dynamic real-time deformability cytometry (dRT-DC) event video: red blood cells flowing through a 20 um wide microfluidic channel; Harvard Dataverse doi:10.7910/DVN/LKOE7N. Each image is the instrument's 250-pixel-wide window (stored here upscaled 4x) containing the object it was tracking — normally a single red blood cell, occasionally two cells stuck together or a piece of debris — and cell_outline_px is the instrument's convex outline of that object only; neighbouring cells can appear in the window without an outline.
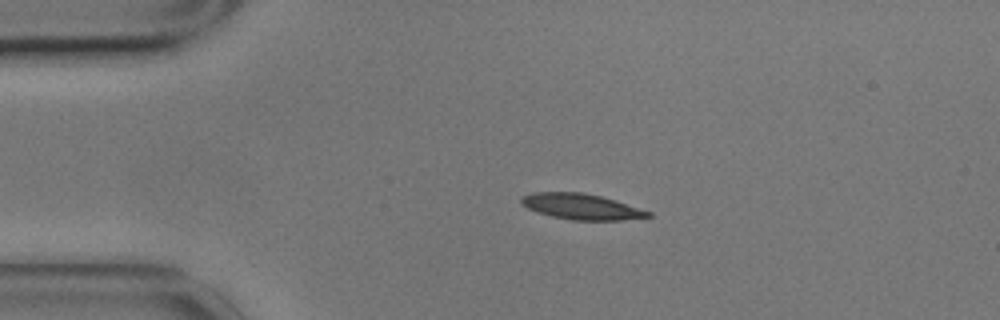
{"species": "common noctule bat (a hibernating species)", "species_latin": "Nyctalus noctula", "temperature_condition": "cold", "stored_images_in_passage": 46, "camera_frame_rate_fps": 3000, "um_per_image_px": 0.085, "animal": {"sex": "male", "body_mass_g": 17.9}, "frame": {"image": 1, "passage_image": 1, "time_ms": 0.0, "image_size_px": [1000, 320], "cell_outline_px": [[652, 216], [620, 220], [572, 220], [552, 216], [536, 212], [520, 204], [520, 196], [532, 192], [584, 192], [616, 200], [652, 212]], "centroid_in_image_um": [49.38, 17.55], "position_along_channel_um": 35.6, "area_um2": 19.13}}
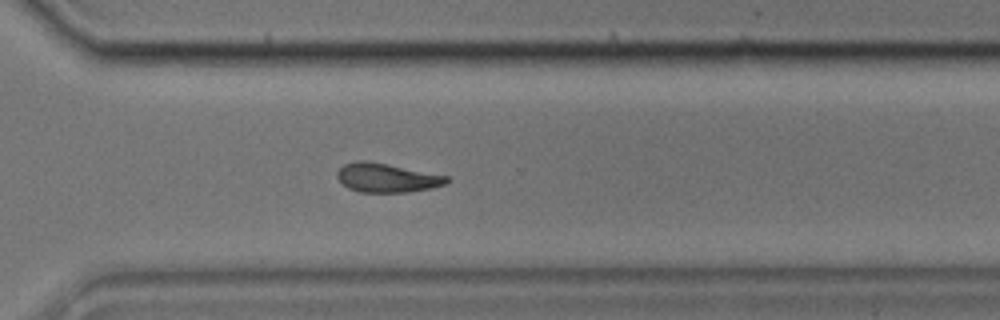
{"frame": {"image": 2, "passage_image": 30, "time_ms": 9.667, "image_size_px": [1000, 320], "cell_outline_px": [[452, 180], [448, 184], [432, 188], [408, 192], [360, 192], [348, 188], [336, 176], [336, 172], [344, 164], [356, 160], [364, 160], [388, 164], [448, 176]], "centroid_in_image_um": [32.91, 15.11], "position_along_channel_um": 337.7, "area_um2": 18.61}}
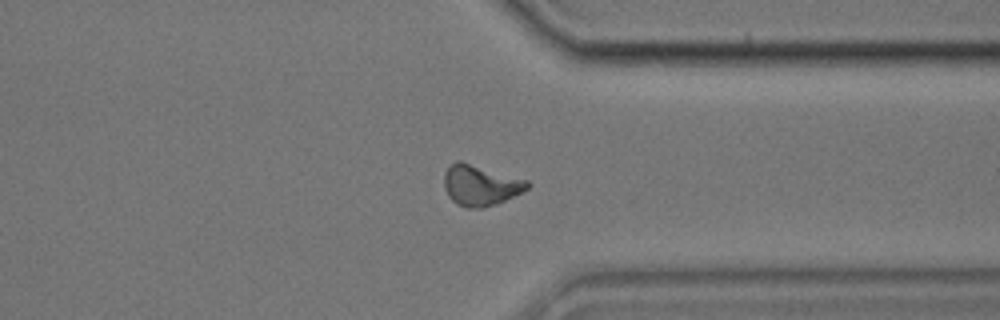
{"frame": {"image": 3, "passage_image": 33, "time_ms": 10.667, "image_size_px": [1000, 320], "cell_outline_px": [[532, 184], [528, 188], [496, 204], [480, 208], [464, 208], [456, 204], [448, 196], [444, 188], [444, 172], [456, 160], [460, 160], [528, 180]], "centroid_in_image_um": [40.81, 15.74], "position_along_channel_um": 370.6, "area_um2": 19.77}, "authors_computed_cell_mechanics": {"area_um2": 18.9873, "velocity_mm_per_s": 3.4725, "shape_relaxation_time_tau1_ms": 6.0549, "shape_relaxation_time_tau2_ms": 10.601, "deformation_change_tau1": 0.1541, "deformation_change_tau2": 0.1899}}